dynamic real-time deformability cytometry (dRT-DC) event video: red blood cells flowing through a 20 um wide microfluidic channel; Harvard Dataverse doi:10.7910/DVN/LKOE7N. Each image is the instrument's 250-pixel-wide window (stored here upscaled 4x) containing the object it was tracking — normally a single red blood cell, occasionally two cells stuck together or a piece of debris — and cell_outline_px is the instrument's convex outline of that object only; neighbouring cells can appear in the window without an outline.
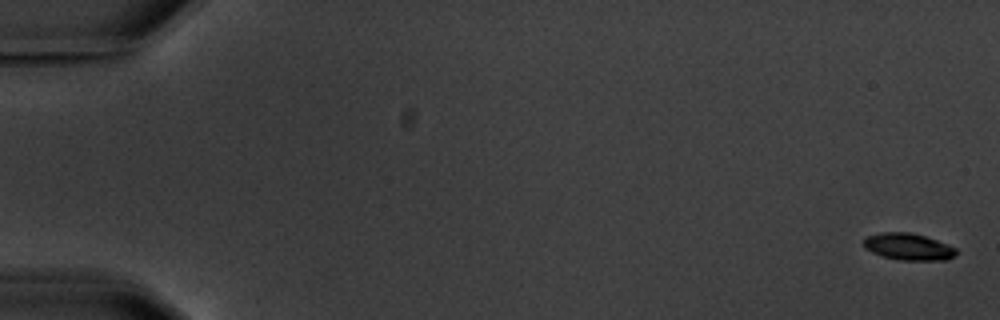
{"species": "common noctule bat (a hibernating species)", "species_latin": "Nyctalus noctula", "temperature_condition": "warm", "stored_images_in_passage": 6, "camera_frame_rate_fps": 3000, "um_per_image_px": 0.085, "animal": {"sex": "male", "body_mass_g": 20.1, "forearm_length_mm": 53.5}, "frame": {"image": 1, "passage_image": 1, "time_ms": 0.0, "image_size_px": [1000, 320], "cell_outline_px": [[956, 252], [952, 256], [944, 260], [900, 260], [884, 256], [872, 252], [864, 248], [860, 244], [864, 236], [880, 232], [912, 232], [948, 244], [956, 248]], "centroid_in_image_um": [77.12, 20.95], "position_along_channel_um": 7.9, "area_um2": 14.57}}
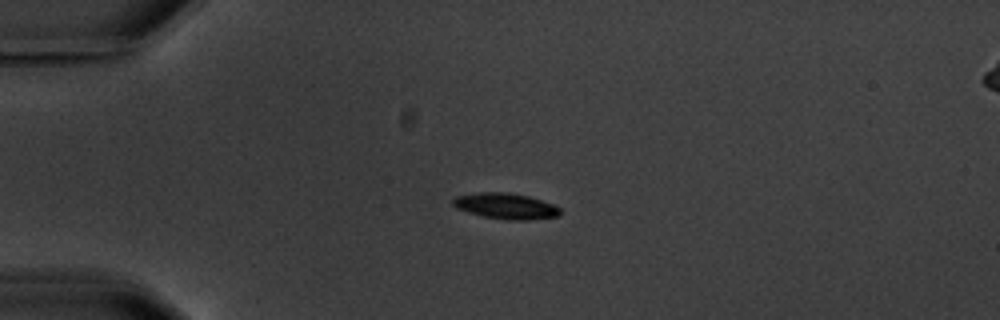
{"frame": {"image": 2, "passage_image": 5, "time_ms": 4.667, "image_size_px": [1000, 320], "cell_outline_px": [[564, 212], [560, 216], [528, 220], [508, 220], [484, 216], [468, 212], [456, 208], [452, 204], [452, 200], [456, 196], [476, 192], [508, 192], [528, 196], [552, 204], [560, 208]], "centroid_in_image_um": [43.0, 17.51], "position_along_channel_um": 42.0, "area_um2": 16.24}}